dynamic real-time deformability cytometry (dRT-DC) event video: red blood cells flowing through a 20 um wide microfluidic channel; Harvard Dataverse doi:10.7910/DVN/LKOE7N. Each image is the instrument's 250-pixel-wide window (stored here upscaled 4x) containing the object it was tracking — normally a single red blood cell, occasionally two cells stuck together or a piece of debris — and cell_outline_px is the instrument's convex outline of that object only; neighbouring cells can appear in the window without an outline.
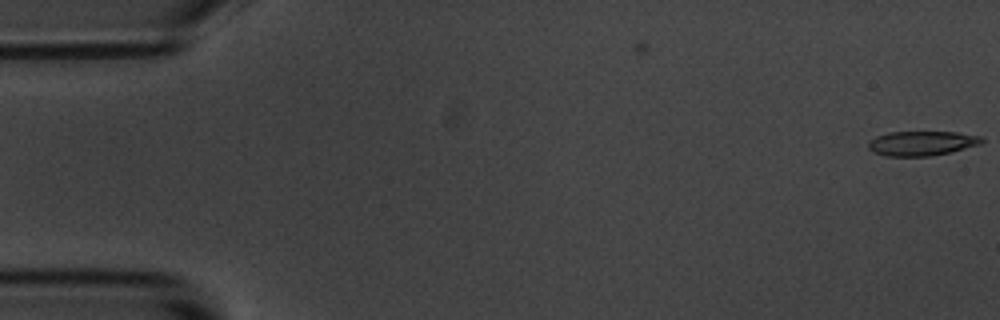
{"species": "common noctule bat (a hibernating species)", "species_latin": "Nyctalus noctula", "temperature_condition": "room temperature", "stored_images_in_passage": 5, "camera_frame_rate_fps": 3000, "um_per_image_px": 0.085, "animal": {"sex": "male", "body_mass_g": 20.1, "forearm_length_mm": 53.5}, "frame": {"image": 1, "passage_image": 5, "time_ms": 1.333, "image_size_px": [1000, 320], "cell_outline_px": [[984, 140], [980, 144], [952, 152], [932, 156], [884, 156], [872, 152], [868, 148], [868, 140], [876, 136], [888, 132], [956, 132], [980, 136]], "centroid_in_image_um": [78.31, 12.18], "position_along_channel_um": 6.7, "area_um2": 16.42}}